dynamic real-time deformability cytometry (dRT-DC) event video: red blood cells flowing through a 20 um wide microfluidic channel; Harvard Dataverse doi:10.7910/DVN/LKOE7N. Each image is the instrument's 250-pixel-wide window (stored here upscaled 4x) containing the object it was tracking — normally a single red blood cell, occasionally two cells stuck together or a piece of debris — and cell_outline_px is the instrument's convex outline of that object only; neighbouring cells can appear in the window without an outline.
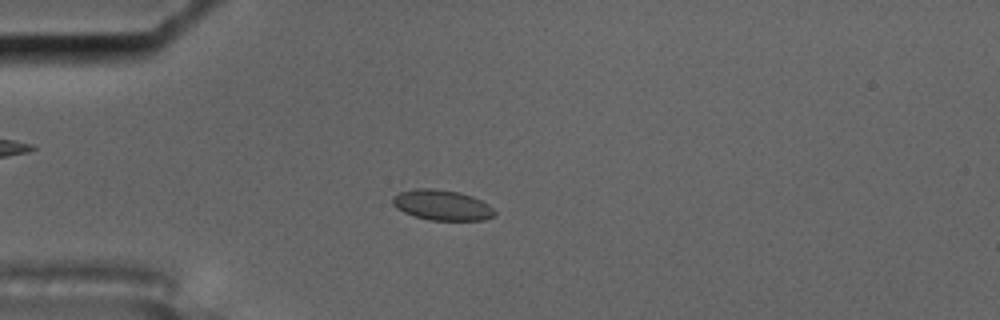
{"species": "common noctule bat (a hibernating species)", "species_latin": "Nyctalus noctula", "temperature_condition": "cold", "stored_images_in_passage": 57, "segment_of_instrument_passage": [1, 2], "camera_frame_rate_fps": 3000, "um_per_image_px": 0.085, "animal": {"sex": "male", "body_mass_g": 17.5, "forearm_length_mm": 52.3}, "frame": {"image": 1, "passage_image": 15, "time_ms": 4.667, "image_size_px": [1000, 320], "cell_outline_px": [[496, 216], [484, 220], [428, 220], [404, 212], [396, 208], [392, 204], [392, 196], [400, 192], [416, 188], [432, 188], [460, 192], [472, 196], [488, 204], [496, 212]], "centroid_in_image_um": [37.57, 17.43], "position_along_channel_um": 47.4, "area_um2": 18.15}}
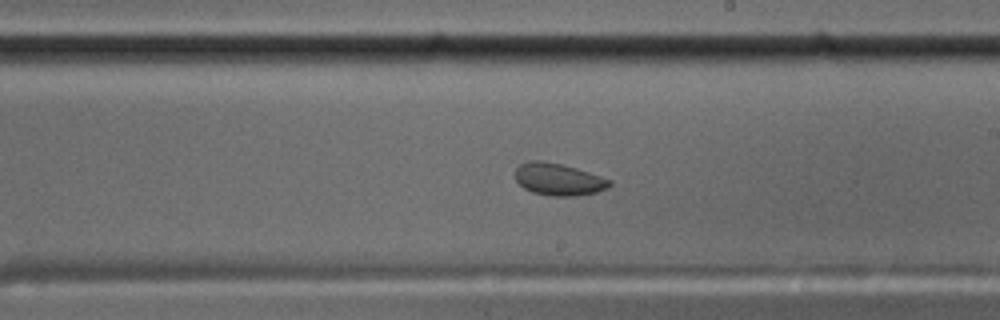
{"frame": {"image": 2, "passage_image": 33, "time_ms": 10.667, "image_size_px": [1000, 320], "cell_outline_px": [[612, 184], [608, 188], [596, 192], [576, 196], [552, 196], [532, 192], [524, 188], [516, 180], [516, 168], [520, 164], [528, 160], [540, 160], [564, 164], [612, 180]], "centroid_in_image_um": [47.48, 15.24], "position_along_channel_um": 241.5, "area_um2": 17.74}}
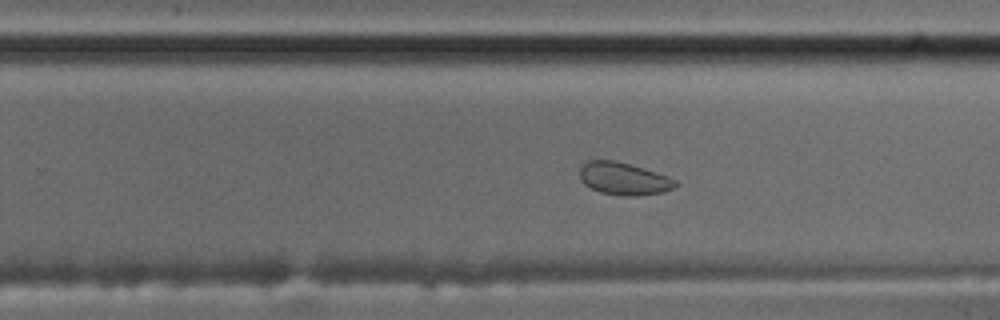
{"frame": {"image": 3, "passage_image": 36, "time_ms": 11.667, "image_size_px": [1000, 320], "cell_outline_px": [[680, 184], [664, 192], [636, 196], [624, 196], [600, 192], [584, 184], [580, 180], [580, 168], [584, 160], [616, 160], [676, 180]], "centroid_in_image_um": [52.96, 15.19], "position_along_channel_um": 276.8, "area_um2": 17.92}}